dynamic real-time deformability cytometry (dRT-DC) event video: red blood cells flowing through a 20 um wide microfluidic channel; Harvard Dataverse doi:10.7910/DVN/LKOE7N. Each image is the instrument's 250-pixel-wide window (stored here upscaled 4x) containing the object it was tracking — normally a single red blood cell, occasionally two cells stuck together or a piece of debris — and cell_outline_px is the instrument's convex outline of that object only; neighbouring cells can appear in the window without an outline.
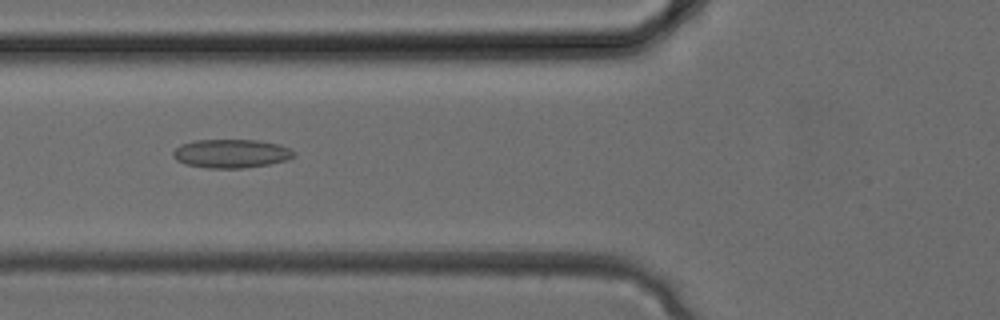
{"species": "common noctule bat (a hibernating species)", "species_latin": "Nyctalus noctula", "temperature_condition": "cold", "stored_images_in_passage": 34, "camera_frame_rate_fps": 3000, "um_per_image_px": 0.085, "animal": {"sex": "female", "body_mass_g": 24.6, "forearm_length_mm": 56.2}, "frame": {"image": 1, "passage_image": 13, "time_ms": 4.0, "image_size_px": [1000, 320], "cell_outline_px": [[296, 156], [288, 160], [268, 164], [244, 168], [208, 168], [184, 164], [176, 160], [172, 156], [172, 152], [180, 144], [196, 140], [256, 140], [280, 144], [296, 152]], "centroid_in_image_um": [19.65, 13.05], "position_along_channel_um": 106.1, "area_um2": 20.35}}
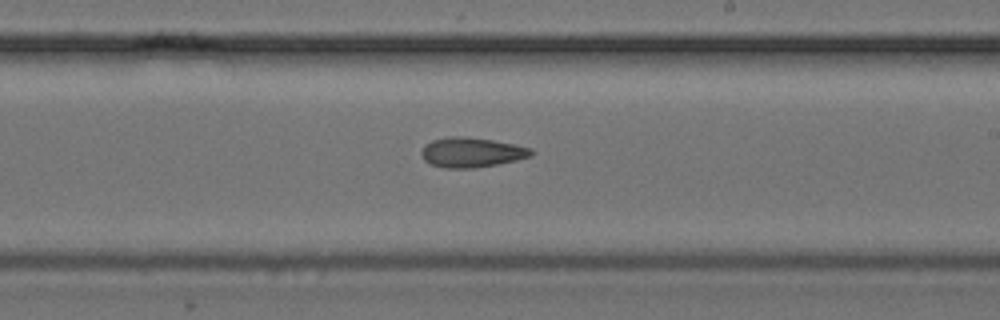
{"frame": {"image": 2, "passage_image": 20, "time_ms": 6.333, "image_size_px": [1000, 320], "cell_outline_px": [[536, 152], [532, 156], [516, 160], [476, 168], [444, 168], [432, 164], [424, 160], [420, 152], [424, 144], [432, 140], [448, 136], [464, 136], [492, 140], [532, 148]], "centroid_in_image_um": [40.08, 12.95], "position_along_channel_um": 248.9, "area_um2": 19.19}}
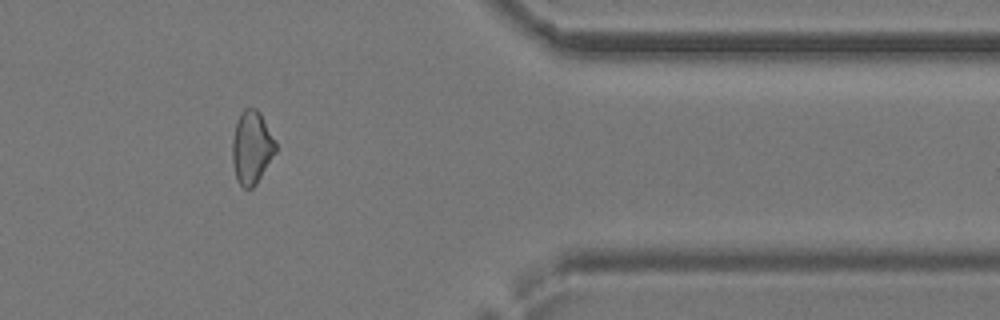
{"frame": {"image": 3, "passage_image": 28, "time_ms": 9.0, "image_size_px": [1000, 320], "cell_outline_px": [[276, 152], [256, 184], [252, 188], [244, 188], [236, 180], [232, 164], [232, 140], [236, 124], [240, 112], [244, 108], [256, 108], [260, 112], [276, 144]], "centroid_in_image_um": [21.37, 12.54], "position_along_channel_um": 390.0, "area_um2": 18.38}}